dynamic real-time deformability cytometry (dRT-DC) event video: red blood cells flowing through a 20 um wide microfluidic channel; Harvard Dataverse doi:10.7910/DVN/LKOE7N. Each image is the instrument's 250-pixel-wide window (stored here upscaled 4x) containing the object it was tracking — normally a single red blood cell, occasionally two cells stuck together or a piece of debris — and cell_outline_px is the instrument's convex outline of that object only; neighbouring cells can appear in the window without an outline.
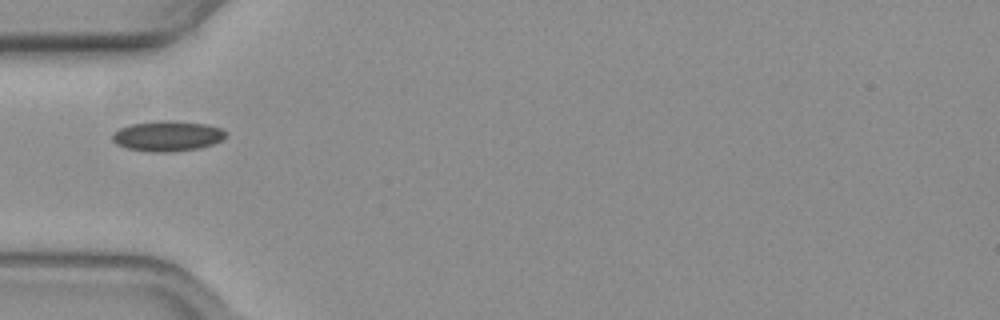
{"species": "common noctule bat (a hibernating species)", "species_latin": "Nyctalus noctula", "temperature_condition": "warm", "stored_images_in_passage": 39, "camera_frame_rate_fps": 3000, "um_per_image_px": 0.085, "animal": {"sex": "female", "body_mass_g": 19.3, "forearm_length_mm": 54.1}, "frame": {"image": 1, "passage_image": 1, "time_ms": 0.0, "image_size_px": [1000, 320], "cell_outline_px": [[224, 136], [208, 144], [188, 148], [132, 148], [120, 144], [116, 140], [116, 132], [124, 128], [136, 124], [196, 124], [216, 128], [224, 132]], "centroid_in_image_um": [14.24, 11.55], "position_along_channel_um": 70.8, "area_um2": 16.01}}
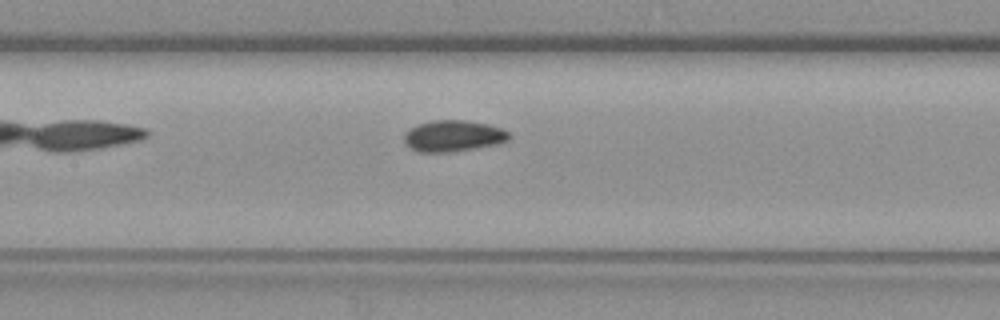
{"frame": {"image": 2, "passage_image": 9, "time_ms": 2.667, "image_size_px": [1000, 320], "cell_outline_px": [[508, 136], [504, 140], [484, 144], [460, 148], [416, 148], [408, 140], [408, 132], [424, 124], [480, 124], [496, 128], [504, 132]], "centroid_in_image_um": [38.59, 11.54], "position_along_channel_um": 168.8, "area_um2": 14.28}}
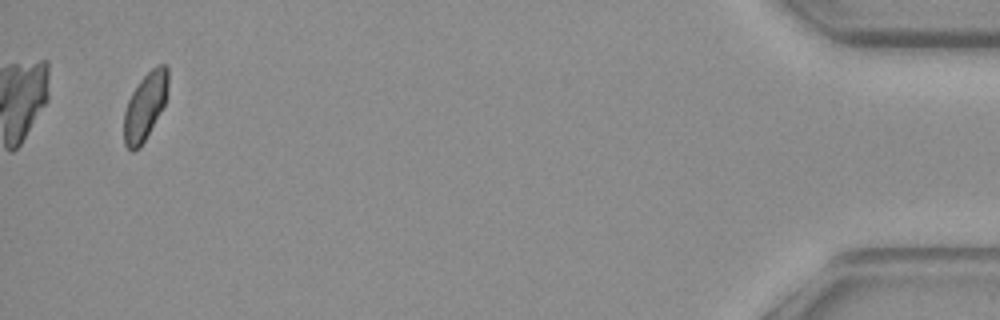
{"frame": {"image": 3, "passage_image": 37, "time_ms": 12.0, "image_size_px": [1000, 320], "cell_outline_px": [[168, 76], [164, 104], [144, 140], [136, 148], [128, 148], [124, 140], [124, 116], [128, 100], [144, 76], [148, 72], [160, 64], [164, 64], [168, 72]], "centroid_in_image_um": [12.32, 9.0], "position_along_channel_um": 422.9, "area_um2": 16.13}}